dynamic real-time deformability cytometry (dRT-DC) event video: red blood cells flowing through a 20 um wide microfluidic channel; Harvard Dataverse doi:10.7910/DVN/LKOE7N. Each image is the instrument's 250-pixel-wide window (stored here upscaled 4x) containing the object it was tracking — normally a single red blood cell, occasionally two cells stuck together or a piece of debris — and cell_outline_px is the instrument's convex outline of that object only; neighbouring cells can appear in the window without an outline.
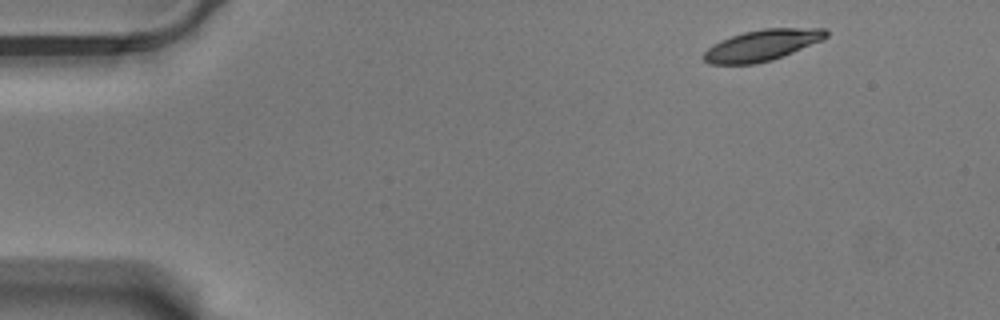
{"species": "Egyptian fruit bat (a non-hibernating species)", "species_latin": "Rousettus aegyptiacus", "temperature_condition": "warm", "stored_images_in_passage": 14, "camera_frame_rate_fps": 3000, "um_per_image_px": 0.085, "animal": {"sex": "male"}, "frame": {"image": 1, "passage_image": 1, "time_ms": 0.0, "image_size_px": [1000, 320], "cell_outline_px": [[828, 36], [820, 40], [792, 52], [772, 60], [756, 64], [708, 64], [704, 60], [704, 52], [712, 44], [720, 40], [744, 32], [764, 28], [824, 28], [828, 32]], "centroid_in_image_um": [64.74, 3.84], "position_along_channel_um": 20.3, "area_um2": 21.96}}
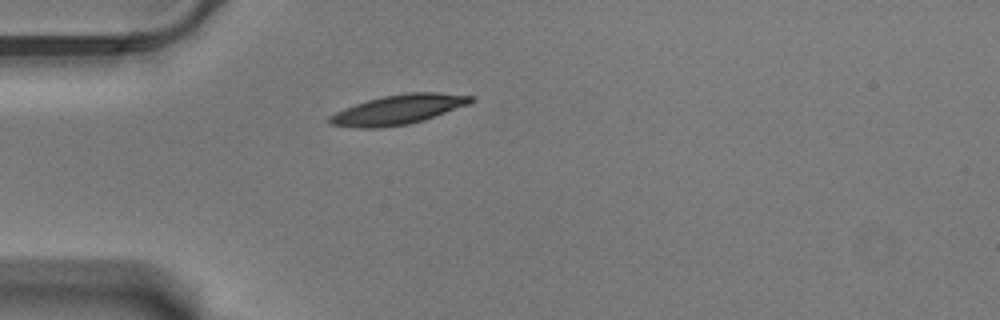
{"frame": {"image": 2, "passage_image": 11, "time_ms": 3.333, "image_size_px": [1000, 320], "cell_outline_px": [[476, 100], [468, 104], [424, 120], [408, 124], [380, 128], [356, 128], [328, 124], [328, 116], [344, 108], [368, 100], [384, 96], [408, 92], [436, 92], [472, 96]], "centroid_in_image_um": [33.82, 9.32], "position_along_channel_um": 51.2, "area_um2": 24.28}}